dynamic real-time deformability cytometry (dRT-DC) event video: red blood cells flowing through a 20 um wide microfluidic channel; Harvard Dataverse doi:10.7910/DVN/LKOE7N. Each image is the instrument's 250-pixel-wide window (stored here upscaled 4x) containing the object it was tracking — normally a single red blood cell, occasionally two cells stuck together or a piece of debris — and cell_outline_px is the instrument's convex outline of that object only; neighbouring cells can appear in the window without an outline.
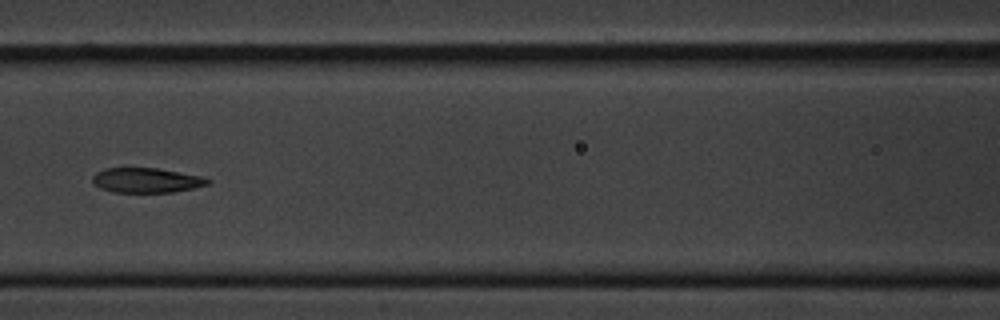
{"species": "common noctule bat (a hibernating species)", "species_latin": "Nyctalus noctula", "temperature_condition": "cold", "stored_images_in_passage": 7, "camera_frame_rate_fps": 3000, "um_per_image_px": 0.085, "animal": {"sex": "male", "body_mass_g": 20.1, "forearm_length_mm": 53.5}, "frame": {"image": 1, "passage_image": 6, "time_ms": 6.667, "image_size_px": [1000, 320], "cell_outline_px": [[212, 180], [208, 184], [192, 188], [172, 192], [112, 192], [100, 188], [92, 184], [92, 176], [96, 172], [104, 168], [128, 164], [156, 168], [200, 176]], "centroid_in_image_um": [12.32, 15.27], "position_along_channel_um": 154.3, "area_um2": 17.34}}
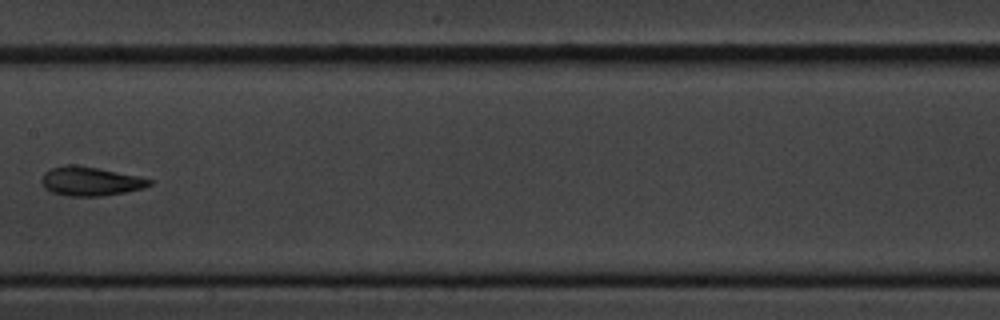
{"frame": {"image": 2, "passage_image": 7, "time_ms": 8.0, "image_size_px": [1000, 320], "cell_outline_px": [[152, 184], [140, 188], [124, 192], [100, 196], [68, 196], [52, 192], [44, 188], [40, 180], [44, 172], [52, 168], [68, 164], [76, 164], [136, 176], [152, 180]], "centroid_in_image_um": [7.6, 15.41], "position_along_channel_um": 199.8, "area_um2": 17.92}}